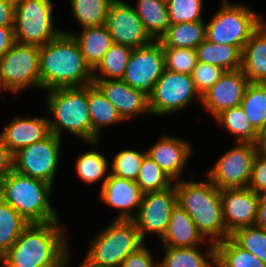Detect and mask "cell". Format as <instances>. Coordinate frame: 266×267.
Instances as JSON below:
<instances>
[{
    "label": "cell",
    "mask_w": 266,
    "mask_h": 267,
    "mask_svg": "<svg viewBox=\"0 0 266 267\" xmlns=\"http://www.w3.org/2000/svg\"><path fill=\"white\" fill-rule=\"evenodd\" d=\"M100 189L102 201L119 209L115 220H133L139 210L143 193L136 181L105 175ZM137 210H136V209Z\"/></svg>",
    "instance_id": "ac0fdd59"
},
{
    "label": "cell",
    "mask_w": 266,
    "mask_h": 267,
    "mask_svg": "<svg viewBox=\"0 0 266 267\" xmlns=\"http://www.w3.org/2000/svg\"><path fill=\"white\" fill-rule=\"evenodd\" d=\"M209 243L210 247L207 253H205L204 255L201 253L198 246L164 247L165 256L162 262L158 263V266L159 267H216V245L213 242Z\"/></svg>",
    "instance_id": "484cf974"
},
{
    "label": "cell",
    "mask_w": 266,
    "mask_h": 267,
    "mask_svg": "<svg viewBox=\"0 0 266 267\" xmlns=\"http://www.w3.org/2000/svg\"><path fill=\"white\" fill-rule=\"evenodd\" d=\"M205 39L206 23L201 20L170 25L159 42L162 47L196 49Z\"/></svg>",
    "instance_id": "f1b7e54d"
},
{
    "label": "cell",
    "mask_w": 266,
    "mask_h": 267,
    "mask_svg": "<svg viewBox=\"0 0 266 267\" xmlns=\"http://www.w3.org/2000/svg\"><path fill=\"white\" fill-rule=\"evenodd\" d=\"M132 50V47L113 43L104 54L100 64L93 70V80L123 79ZM95 71H98L102 77L95 75Z\"/></svg>",
    "instance_id": "f546056e"
},
{
    "label": "cell",
    "mask_w": 266,
    "mask_h": 267,
    "mask_svg": "<svg viewBox=\"0 0 266 267\" xmlns=\"http://www.w3.org/2000/svg\"><path fill=\"white\" fill-rule=\"evenodd\" d=\"M105 26L110 32L113 43L135 49L154 41L146 32L135 8L123 0H114L111 3Z\"/></svg>",
    "instance_id": "9a60e30c"
},
{
    "label": "cell",
    "mask_w": 266,
    "mask_h": 267,
    "mask_svg": "<svg viewBox=\"0 0 266 267\" xmlns=\"http://www.w3.org/2000/svg\"><path fill=\"white\" fill-rule=\"evenodd\" d=\"M81 263L82 264L79 267H101L99 265L92 263L86 257H85V259H83V262H81Z\"/></svg>",
    "instance_id": "816d5d0a"
},
{
    "label": "cell",
    "mask_w": 266,
    "mask_h": 267,
    "mask_svg": "<svg viewBox=\"0 0 266 267\" xmlns=\"http://www.w3.org/2000/svg\"><path fill=\"white\" fill-rule=\"evenodd\" d=\"M51 134L48 118L17 117L0 133V138L14 154L21 148L42 141Z\"/></svg>",
    "instance_id": "44dd1931"
},
{
    "label": "cell",
    "mask_w": 266,
    "mask_h": 267,
    "mask_svg": "<svg viewBox=\"0 0 266 267\" xmlns=\"http://www.w3.org/2000/svg\"><path fill=\"white\" fill-rule=\"evenodd\" d=\"M164 70L162 44L159 41H153L147 46L132 50L122 80L149 98Z\"/></svg>",
    "instance_id": "4fadbf2b"
},
{
    "label": "cell",
    "mask_w": 266,
    "mask_h": 267,
    "mask_svg": "<svg viewBox=\"0 0 266 267\" xmlns=\"http://www.w3.org/2000/svg\"><path fill=\"white\" fill-rule=\"evenodd\" d=\"M240 247L256 255L266 265V230L257 226L237 229L230 236Z\"/></svg>",
    "instance_id": "74e56055"
},
{
    "label": "cell",
    "mask_w": 266,
    "mask_h": 267,
    "mask_svg": "<svg viewBox=\"0 0 266 267\" xmlns=\"http://www.w3.org/2000/svg\"><path fill=\"white\" fill-rule=\"evenodd\" d=\"M30 223L0 197V258Z\"/></svg>",
    "instance_id": "1f68e13d"
},
{
    "label": "cell",
    "mask_w": 266,
    "mask_h": 267,
    "mask_svg": "<svg viewBox=\"0 0 266 267\" xmlns=\"http://www.w3.org/2000/svg\"><path fill=\"white\" fill-rule=\"evenodd\" d=\"M223 220L231 235L237 229L254 226L260 195L250 188H226L220 190Z\"/></svg>",
    "instance_id": "2e32d148"
},
{
    "label": "cell",
    "mask_w": 266,
    "mask_h": 267,
    "mask_svg": "<svg viewBox=\"0 0 266 267\" xmlns=\"http://www.w3.org/2000/svg\"><path fill=\"white\" fill-rule=\"evenodd\" d=\"M195 97L201 102L191 75L164 70L149 97L151 116L176 113L187 107Z\"/></svg>",
    "instance_id": "8fae6325"
},
{
    "label": "cell",
    "mask_w": 266,
    "mask_h": 267,
    "mask_svg": "<svg viewBox=\"0 0 266 267\" xmlns=\"http://www.w3.org/2000/svg\"><path fill=\"white\" fill-rule=\"evenodd\" d=\"M53 23L51 0H16L14 37L15 42L42 46L62 31Z\"/></svg>",
    "instance_id": "ba28073f"
},
{
    "label": "cell",
    "mask_w": 266,
    "mask_h": 267,
    "mask_svg": "<svg viewBox=\"0 0 266 267\" xmlns=\"http://www.w3.org/2000/svg\"><path fill=\"white\" fill-rule=\"evenodd\" d=\"M248 188L259 195L266 194V155L257 154Z\"/></svg>",
    "instance_id": "7bdbcfd3"
},
{
    "label": "cell",
    "mask_w": 266,
    "mask_h": 267,
    "mask_svg": "<svg viewBox=\"0 0 266 267\" xmlns=\"http://www.w3.org/2000/svg\"><path fill=\"white\" fill-rule=\"evenodd\" d=\"M136 6V13L146 32L154 41H159L170 26L167 2L163 0H138Z\"/></svg>",
    "instance_id": "83f0119b"
},
{
    "label": "cell",
    "mask_w": 266,
    "mask_h": 267,
    "mask_svg": "<svg viewBox=\"0 0 266 267\" xmlns=\"http://www.w3.org/2000/svg\"><path fill=\"white\" fill-rule=\"evenodd\" d=\"M249 81L241 69L225 71L203 95L201 103L214 118L229 108L239 106Z\"/></svg>",
    "instance_id": "e0dca14e"
},
{
    "label": "cell",
    "mask_w": 266,
    "mask_h": 267,
    "mask_svg": "<svg viewBox=\"0 0 266 267\" xmlns=\"http://www.w3.org/2000/svg\"><path fill=\"white\" fill-rule=\"evenodd\" d=\"M240 106L258 132L266 125V83H249Z\"/></svg>",
    "instance_id": "d6a6232c"
},
{
    "label": "cell",
    "mask_w": 266,
    "mask_h": 267,
    "mask_svg": "<svg viewBox=\"0 0 266 267\" xmlns=\"http://www.w3.org/2000/svg\"><path fill=\"white\" fill-rule=\"evenodd\" d=\"M88 106L91 117V143L100 140V129L103 126L124 121L94 83L88 85Z\"/></svg>",
    "instance_id": "d4e9b609"
},
{
    "label": "cell",
    "mask_w": 266,
    "mask_h": 267,
    "mask_svg": "<svg viewBox=\"0 0 266 267\" xmlns=\"http://www.w3.org/2000/svg\"><path fill=\"white\" fill-rule=\"evenodd\" d=\"M61 138L51 133L47 138L13 154V170L53 186L60 161Z\"/></svg>",
    "instance_id": "9c48e42d"
},
{
    "label": "cell",
    "mask_w": 266,
    "mask_h": 267,
    "mask_svg": "<svg viewBox=\"0 0 266 267\" xmlns=\"http://www.w3.org/2000/svg\"><path fill=\"white\" fill-rule=\"evenodd\" d=\"M173 179L149 156L143 158L136 183L141 192H155L172 187Z\"/></svg>",
    "instance_id": "d590c367"
},
{
    "label": "cell",
    "mask_w": 266,
    "mask_h": 267,
    "mask_svg": "<svg viewBox=\"0 0 266 267\" xmlns=\"http://www.w3.org/2000/svg\"><path fill=\"white\" fill-rule=\"evenodd\" d=\"M133 220H114L92 241L86 258L101 267H120L125 258L143 246Z\"/></svg>",
    "instance_id": "8992f818"
},
{
    "label": "cell",
    "mask_w": 266,
    "mask_h": 267,
    "mask_svg": "<svg viewBox=\"0 0 266 267\" xmlns=\"http://www.w3.org/2000/svg\"><path fill=\"white\" fill-rule=\"evenodd\" d=\"M176 204L174 184L161 191L143 194L139 210L133 219L143 240L147 233H157L159 238L163 237L168 228L172 209Z\"/></svg>",
    "instance_id": "5bb4252c"
},
{
    "label": "cell",
    "mask_w": 266,
    "mask_h": 267,
    "mask_svg": "<svg viewBox=\"0 0 266 267\" xmlns=\"http://www.w3.org/2000/svg\"><path fill=\"white\" fill-rule=\"evenodd\" d=\"M196 51L199 62L219 66L225 71L241 69L242 51L237 46L217 44L205 39Z\"/></svg>",
    "instance_id": "4316f807"
},
{
    "label": "cell",
    "mask_w": 266,
    "mask_h": 267,
    "mask_svg": "<svg viewBox=\"0 0 266 267\" xmlns=\"http://www.w3.org/2000/svg\"><path fill=\"white\" fill-rule=\"evenodd\" d=\"M165 70L191 75L198 63L196 49L162 47Z\"/></svg>",
    "instance_id": "ab89813d"
},
{
    "label": "cell",
    "mask_w": 266,
    "mask_h": 267,
    "mask_svg": "<svg viewBox=\"0 0 266 267\" xmlns=\"http://www.w3.org/2000/svg\"><path fill=\"white\" fill-rule=\"evenodd\" d=\"M210 168L207 177L219 189L248 188L258 151L254 143L237 142Z\"/></svg>",
    "instance_id": "30bf717a"
},
{
    "label": "cell",
    "mask_w": 266,
    "mask_h": 267,
    "mask_svg": "<svg viewBox=\"0 0 266 267\" xmlns=\"http://www.w3.org/2000/svg\"><path fill=\"white\" fill-rule=\"evenodd\" d=\"M241 70L249 83H266V23L262 22L245 43Z\"/></svg>",
    "instance_id": "7402d4cb"
},
{
    "label": "cell",
    "mask_w": 266,
    "mask_h": 267,
    "mask_svg": "<svg viewBox=\"0 0 266 267\" xmlns=\"http://www.w3.org/2000/svg\"><path fill=\"white\" fill-rule=\"evenodd\" d=\"M4 89L6 91H11L12 93H14L11 88L8 86V84L5 81V78L0 74V91Z\"/></svg>",
    "instance_id": "f907efd6"
},
{
    "label": "cell",
    "mask_w": 266,
    "mask_h": 267,
    "mask_svg": "<svg viewBox=\"0 0 266 267\" xmlns=\"http://www.w3.org/2000/svg\"><path fill=\"white\" fill-rule=\"evenodd\" d=\"M39 64L40 46L15 42L0 59V74L14 93L40 88Z\"/></svg>",
    "instance_id": "7c38bea8"
},
{
    "label": "cell",
    "mask_w": 266,
    "mask_h": 267,
    "mask_svg": "<svg viewBox=\"0 0 266 267\" xmlns=\"http://www.w3.org/2000/svg\"><path fill=\"white\" fill-rule=\"evenodd\" d=\"M58 222L30 223L1 257L0 266L67 267L69 245Z\"/></svg>",
    "instance_id": "6da1fadb"
},
{
    "label": "cell",
    "mask_w": 266,
    "mask_h": 267,
    "mask_svg": "<svg viewBox=\"0 0 266 267\" xmlns=\"http://www.w3.org/2000/svg\"><path fill=\"white\" fill-rule=\"evenodd\" d=\"M161 240L164 247H195L207 241L191 216L178 204L172 209L168 228Z\"/></svg>",
    "instance_id": "603a6c76"
},
{
    "label": "cell",
    "mask_w": 266,
    "mask_h": 267,
    "mask_svg": "<svg viewBox=\"0 0 266 267\" xmlns=\"http://www.w3.org/2000/svg\"><path fill=\"white\" fill-rule=\"evenodd\" d=\"M254 144L258 153L266 155V125L257 132V139Z\"/></svg>",
    "instance_id": "681fc988"
},
{
    "label": "cell",
    "mask_w": 266,
    "mask_h": 267,
    "mask_svg": "<svg viewBox=\"0 0 266 267\" xmlns=\"http://www.w3.org/2000/svg\"><path fill=\"white\" fill-rule=\"evenodd\" d=\"M13 153L0 138V179L13 171Z\"/></svg>",
    "instance_id": "bcb514c9"
},
{
    "label": "cell",
    "mask_w": 266,
    "mask_h": 267,
    "mask_svg": "<svg viewBox=\"0 0 266 267\" xmlns=\"http://www.w3.org/2000/svg\"><path fill=\"white\" fill-rule=\"evenodd\" d=\"M190 179L174 181L177 204L191 216L207 242L216 244L230 237L223 220L220 190L208 177L206 182H197L193 176Z\"/></svg>",
    "instance_id": "3957f363"
},
{
    "label": "cell",
    "mask_w": 266,
    "mask_h": 267,
    "mask_svg": "<svg viewBox=\"0 0 266 267\" xmlns=\"http://www.w3.org/2000/svg\"><path fill=\"white\" fill-rule=\"evenodd\" d=\"M14 43V26H0V59Z\"/></svg>",
    "instance_id": "7dc6e473"
},
{
    "label": "cell",
    "mask_w": 266,
    "mask_h": 267,
    "mask_svg": "<svg viewBox=\"0 0 266 267\" xmlns=\"http://www.w3.org/2000/svg\"><path fill=\"white\" fill-rule=\"evenodd\" d=\"M192 145L177 137L162 136L146 151L164 172L174 181L179 179L187 160L192 154Z\"/></svg>",
    "instance_id": "ffe728a7"
},
{
    "label": "cell",
    "mask_w": 266,
    "mask_h": 267,
    "mask_svg": "<svg viewBox=\"0 0 266 267\" xmlns=\"http://www.w3.org/2000/svg\"><path fill=\"white\" fill-rule=\"evenodd\" d=\"M225 72L221 67L199 62L192 70L191 77L196 91L203 96Z\"/></svg>",
    "instance_id": "b9f144b4"
},
{
    "label": "cell",
    "mask_w": 266,
    "mask_h": 267,
    "mask_svg": "<svg viewBox=\"0 0 266 267\" xmlns=\"http://www.w3.org/2000/svg\"><path fill=\"white\" fill-rule=\"evenodd\" d=\"M146 152L142 153L134 149H125L118 152L111 164V174L136 181L143 158L146 156Z\"/></svg>",
    "instance_id": "f35d334b"
},
{
    "label": "cell",
    "mask_w": 266,
    "mask_h": 267,
    "mask_svg": "<svg viewBox=\"0 0 266 267\" xmlns=\"http://www.w3.org/2000/svg\"><path fill=\"white\" fill-rule=\"evenodd\" d=\"M215 245L216 267H266L262 260L244 250L231 237Z\"/></svg>",
    "instance_id": "4dcf8cb0"
},
{
    "label": "cell",
    "mask_w": 266,
    "mask_h": 267,
    "mask_svg": "<svg viewBox=\"0 0 266 267\" xmlns=\"http://www.w3.org/2000/svg\"><path fill=\"white\" fill-rule=\"evenodd\" d=\"M214 119L231 135L236 136V142H256L257 131L251 126L240 105L222 111Z\"/></svg>",
    "instance_id": "836d02e7"
},
{
    "label": "cell",
    "mask_w": 266,
    "mask_h": 267,
    "mask_svg": "<svg viewBox=\"0 0 266 267\" xmlns=\"http://www.w3.org/2000/svg\"><path fill=\"white\" fill-rule=\"evenodd\" d=\"M108 101L116 108L118 114L125 121L136 114H149V98L120 80H93Z\"/></svg>",
    "instance_id": "d6986e66"
},
{
    "label": "cell",
    "mask_w": 266,
    "mask_h": 267,
    "mask_svg": "<svg viewBox=\"0 0 266 267\" xmlns=\"http://www.w3.org/2000/svg\"><path fill=\"white\" fill-rule=\"evenodd\" d=\"M39 72L43 90L93 84V71L86 64L76 39L65 31L40 46Z\"/></svg>",
    "instance_id": "7a4b0ae2"
},
{
    "label": "cell",
    "mask_w": 266,
    "mask_h": 267,
    "mask_svg": "<svg viewBox=\"0 0 266 267\" xmlns=\"http://www.w3.org/2000/svg\"><path fill=\"white\" fill-rule=\"evenodd\" d=\"M255 226L266 230V194L260 195Z\"/></svg>",
    "instance_id": "c3c4849f"
},
{
    "label": "cell",
    "mask_w": 266,
    "mask_h": 267,
    "mask_svg": "<svg viewBox=\"0 0 266 267\" xmlns=\"http://www.w3.org/2000/svg\"><path fill=\"white\" fill-rule=\"evenodd\" d=\"M52 185L12 171L0 179V197L29 223L58 221L50 204Z\"/></svg>",
    "instance_id": "277c9868"
},
{
    "label": "cell",
    "mask_w": 266,
    "mask_h": 267,
    "mask_svg": "<svg viewBox=\"0 0 266 267\" xmlns=\"http://www.w3.org/2000/svg\"><path fill=\"white\" fill-rule=\"evenodd\" d=\"M16 0H0V26H14Z\"/></svg>",
    "instance_id": "f6af8a7d"
},
{
    "label": "cell",
    "mask_w": 266,
    "mask_h": 267,
    "mask_svg": "<svg viewBox=\"0 0 266 267\" xmlns=\"http://www.w3.org/2000/svg\"><path fill=\"white\" fill-rule=\"evenodd\" d=\"M80 35L72 34L76 39L86 64L93 71L101 62L104 54L113 44L109 30L104 25L86 27Z\"/></svg>",
    "instance_id": "cb8c5ba5"
},
{
    "label": "cell",
    "mask_w": 266,
    "mask_h": 267,
    "mask_svg": "<svg viewBox=\"0 0 266 267\" xmlns=\"http://www.w3.org/2000/svg\"><path fill=\"white\" fill-rule=\"evenodd\" d=\"M47 105L54 119H48L50 131L62 138V130H67L90 145L91 117L88 106V85L48 90Z\"/></svg>",
    "instance_id": "5b68a950"
},
{
    "label": "cell",
    "mask_w": 266,
    "mask_h": 267,
    "mask_svg": "<svg viewBox=\"0 0 266 267\" xmlns=\"http://www.w3.org/2000/svg\"><path fill=\"white\" fill-rule=\"evenodd\" d=\"M108 161L105 156L97 151H88L77 157L76 173L84 182L93 184L104 178L108 171Z\"/></svg>",
    "instance_id": "8d00e7d4"
},
{
    "label": "cell",
    "mask_w": 266,
    "mask_h": 267,
    "mask_svg": "<svg viewBox=\"0 0 266 267\" xmlns=\"http://www.w3.org/2000/svg\"><path fill=\"white\" fill-rule=\"evenodd\" d=\"M222 3L221 9L206 24V39L217 44L237 46L242 51L263 20L243 4H230L227 0Z\"/></svg>",
    "instance_id": "52a82bcc"
},
{
    "label": "cell",
    "mask_w": 266,
    "mask_h": 267,
    "mask_svg": "<svg viewBox=\"0 0 266 267\" xmlns=\"http://www.w3.org/2000/svg\"><path fill=\"white\" fill-rule=\"evenodd\" d=\"M203 0H169L167 2L169 23L175 25L203 20L201 16Z\"/></svg>",
    "instance_id": "60d3db41"
},
{
    "label": "cell",
    "mask_w": 266,
    "mask_h": 267,
    "mask_svg": "<svg viewBox=\"0 0 266 267\" xmlns=\"http://www.w3.org/2000/svg\"><path fill=\"white\" fill-rule=\"evenodd\" d=\"M120 267H158V261L155 263L153 255L143 245L135 252L129 254Z\"/></svg>",
    "instance_id": "ee69618b"
},
{
    "label": "cell",
    "mask_w": 266,
    "mask_h": 267,
    "mask_svg": "<svg viewBox=\"0 0 266 267\" xmlns=\"http://www.w3.org/2000/svg\"><path fill=\"white\" fill-rule=\"evenodd\" d=\"M73 17L83 27L104 25L114 0H70Z\"/></svg>",
    "instance_id": "e575fe53"
}]
</instances>
